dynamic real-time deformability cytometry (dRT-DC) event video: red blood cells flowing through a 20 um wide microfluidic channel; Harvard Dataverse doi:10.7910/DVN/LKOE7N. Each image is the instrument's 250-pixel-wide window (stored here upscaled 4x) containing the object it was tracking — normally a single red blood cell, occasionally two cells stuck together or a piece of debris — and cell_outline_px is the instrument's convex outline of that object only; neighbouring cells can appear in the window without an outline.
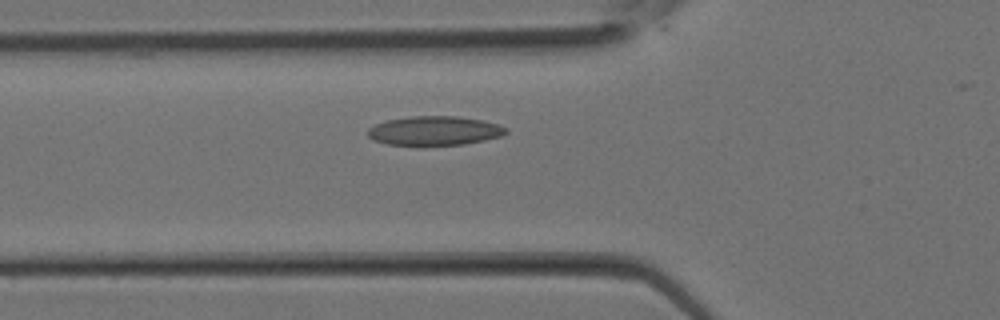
{"species": "Egyptian fruit bat (a non-hibernating species)", "species_latin": "Rousettus aegyptiacus", "temperature_condition": "room temperature", "stored_images_in_passage": 16, "camera_frame_rate_fps": 3000, "um_per_image_px": 0.085, "animal": {"sex": "female"}, "frame": {"image": 1, "passage_image": 9, "time_ms": 2.667, "image_size_px": [1000, 320], "cell_outline_px": [[508, 132], [500, 136], [484, 140], [464, 144], [388, 144], [372, 140], [368, 136], [368, 128], [376, 124], [388, 120], [412, 116], [456, 116], [480, 120], [496, 124], [508, 128]], "centroid_in_image_um": [36.93, 11.1], "position_along_channel_um": 88.9, "area_um2": 23.0}}
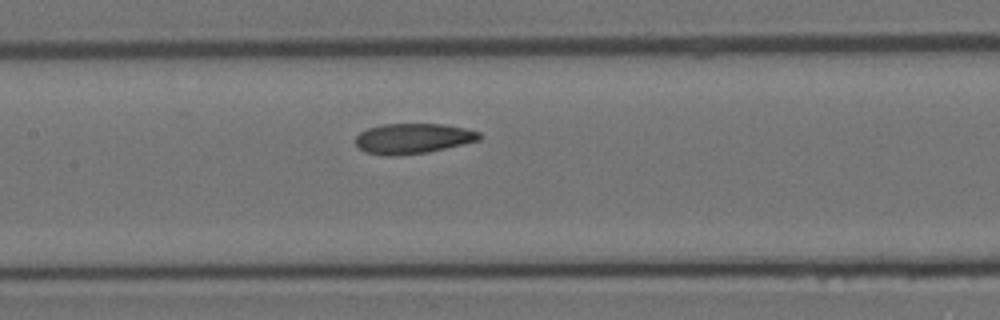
{"frame": {"image": 2, "passage_image": 13, "time_ms": 4.0, "image_size_px": [1000, 320], "cell_outline_px": [[484, 136], [480, 140], [464, 144], [428, 152], [396, 156], [388, 156], [364, 152], [356, 144], [356, 136], [360, 132], [368, 128], [384, 124], [444, 124], [464, 128], [480, 132]], "centroid_in_image_um": [35.12, 11.78], "position_along_channel_um": 172.3, "area_um2": 21.96}}
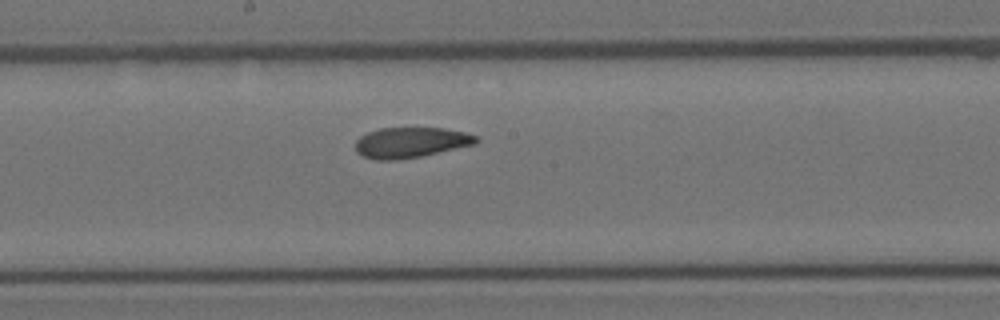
{"frame": {"image": 3, "passage_image": 15, "time_ms": 4.667, "image_size_px": [1000, 320], "cell_outline_px": [[480, 140], [476, 144], [420, 156], [396, 160], [376, 160], [364, 156], [356, 152], [356, 140], [360, 136], [368, 132], [380, 128], [444, 128], [464, 132], [480, 136]], "centroid_in_image_um": [34.94, 12.1], "position_along_channel_um": 213.3, "area_um2": 21.44}}